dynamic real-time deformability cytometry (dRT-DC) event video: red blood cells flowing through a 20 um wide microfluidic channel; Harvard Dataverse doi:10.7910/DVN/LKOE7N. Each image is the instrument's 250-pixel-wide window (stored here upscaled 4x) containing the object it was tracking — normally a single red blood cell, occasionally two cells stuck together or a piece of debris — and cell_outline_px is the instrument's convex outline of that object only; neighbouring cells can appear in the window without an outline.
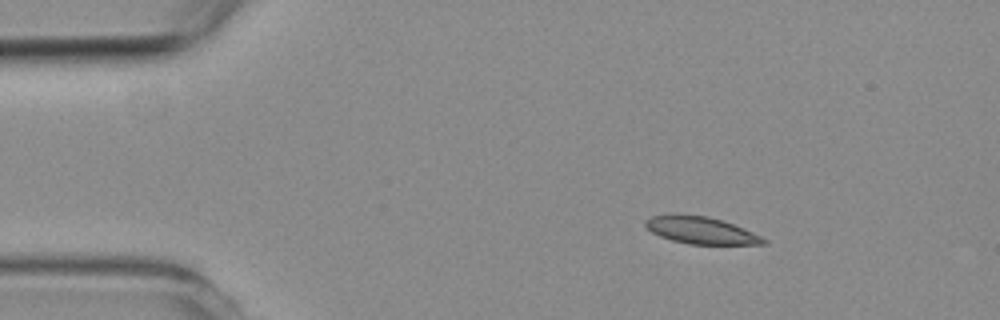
{"species": "common noctule bat (a hibernating species)", "species_latin": "Nyctalus noctula", "temperature_condition": "room temperature", "stored_images_in_passage": 3, "camera_frame_rate_fps": 3000, "um_per_image_px": 0.085, "animal": {"sex": "female", "body_mass_g": 19.3, "forearm_length_mm": 54.1}, "frame": {"image": 1, "passage_image": 1, "time_ms": 0.0, "image_size_px": [1000, 320], "cell_outline_px": [[768, 244], [688, 244], [672, 240], [660, 236], [652, 232], [644, 224], [644, 220], [652, 216], [708, 216], [724, 220], [744, 228], [768, 240]], "centroid_in_image_um": [59.64, 19.6], "position_along_channel_um": 25.4, "area_um2": 18.21}}
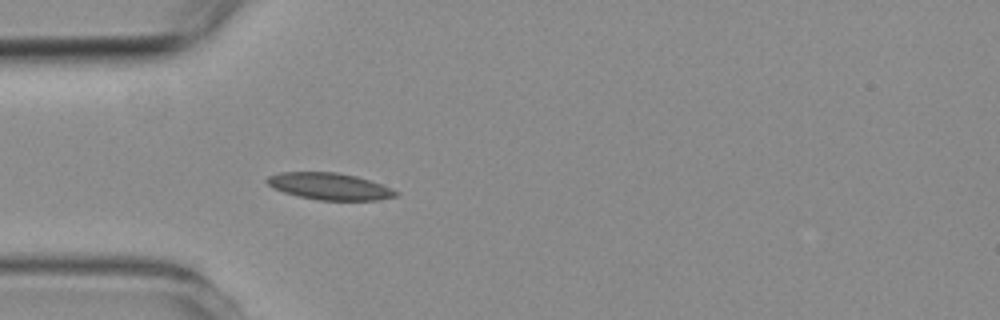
{"frame": {"image": 2, "passage_image": 3, "time_ms": 2.333, "image_size_px": [1000, 320], "cell_outline_px": [[400, 192], [396, 196], [376, 200], [320, 200], [300, 196], [284, 192], [268, 184], [264, 180], [268, 176], [280, 172], [336, 172], [356, 176], [392, 188]], "centroid_in_image_um": [28.02, 15.83], "position_along_channel_um": 57.0, "area_um2": 19.88}}